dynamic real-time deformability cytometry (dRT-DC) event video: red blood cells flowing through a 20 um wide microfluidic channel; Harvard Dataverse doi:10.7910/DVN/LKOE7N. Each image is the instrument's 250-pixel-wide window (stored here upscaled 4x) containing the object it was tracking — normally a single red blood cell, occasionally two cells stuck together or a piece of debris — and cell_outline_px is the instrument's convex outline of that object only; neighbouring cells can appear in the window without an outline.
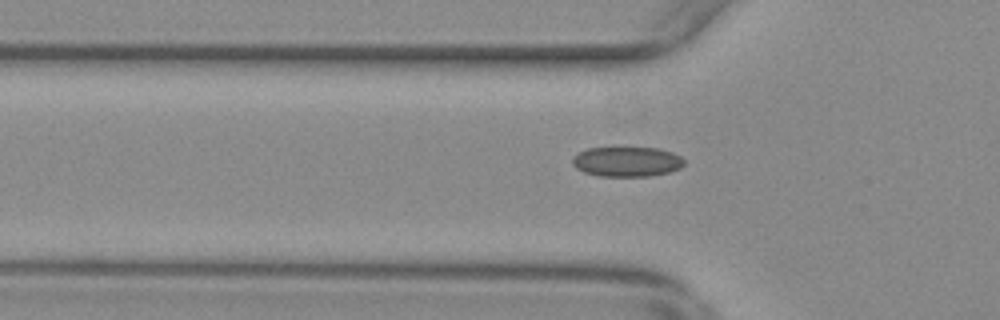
{"species": "common noctule bat (a hibernating species)", "species_latin": "Nyctalus noctula", "temperature_condition": "warm", "stored_images_in_passage": 50, "camera_frame_rate_fps": 3000, "um_per_image_px": 0.085, "animal": {"sex": "female", "body_mass_g": 29.2, "forearm_length_mm": 56.3}, "frame": {"image": 1, "passage_image": 19, "time_ms": 6.0, "image_size_px": [1000, 320], "cell_outline_px": [[684, 164], [680, 168], [668, 172], [648, 176], [600, 176], [584, 172], [576, 168], [572, 164], [572, 156], [588, 148], [624, 144], [660, 148], [672, 152], [680, 156], [684, 160]], "centroid_in_image_um": [53.26, 13.67], "position_along_channel_um": 72.5, "area_um2": 20.46}}
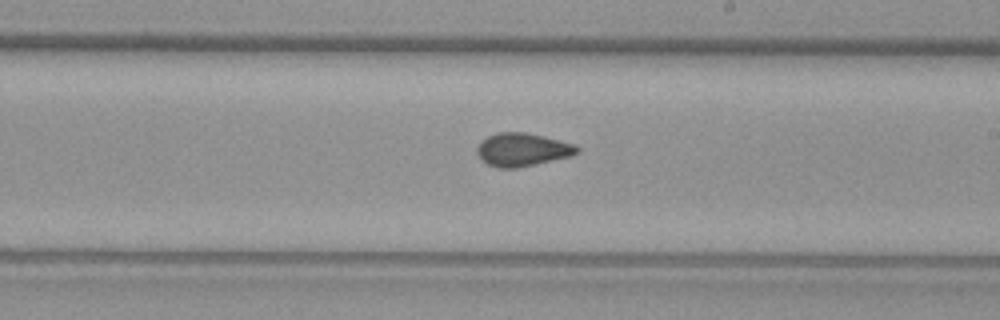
{"frame": {"image": 2, "passage_image": 33, "time_ms": 10.667, "image_size_px": [1000, 320], "cell_outline_px": [[580, 152], [572, 156], [516, 168], [496, 168], [488, 164], [476, 152], [476, 148], [488, 136], [496, 132], [524, 132], [544, 136], [576, 144], [580, 148]], "centroid_in_image_um": [44.45, 12.71], "position_along_channel_um": 244.5, "area_um2": 19.31}}
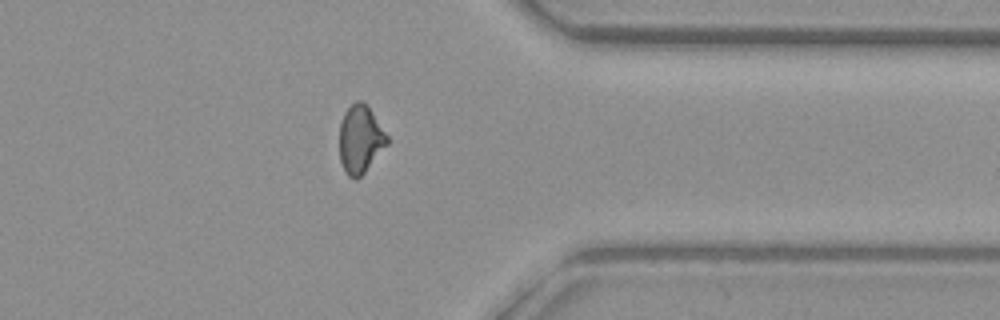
{"frame": {"image": 3, "passage_image": 45, "time_ms": 14.667, "image_size_px": [1000, 320], "cell_outline_px": [[388, 144], [364, 172], [356, 180], [348, 176], [340, 160], [340, 124], [344, 112], [356, 100], [360, 100], [372, 112], [388, 136]], "centroid_in_image_um": [30.62, 11.84], "position_along_channel_um": 380.8, "area_um2": 18.55}}